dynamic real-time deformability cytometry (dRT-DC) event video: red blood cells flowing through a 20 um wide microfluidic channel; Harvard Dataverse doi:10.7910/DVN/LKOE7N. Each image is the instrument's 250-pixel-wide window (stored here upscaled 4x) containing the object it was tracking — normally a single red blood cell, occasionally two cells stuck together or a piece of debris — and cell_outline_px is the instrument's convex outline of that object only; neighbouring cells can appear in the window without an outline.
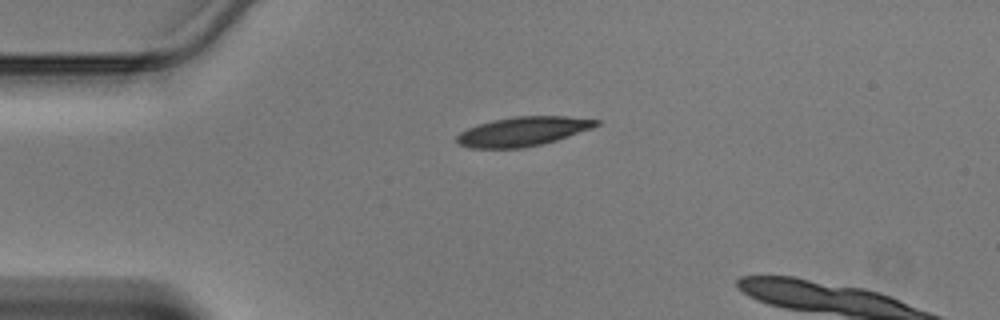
{"species": "Egyptian fruit bat (a non-hibernating species)", "species_latin": "Rousettus aegyptiacus", "temperature_condition": "warm", "stored_images_in_passage": 32, "camera_frame_rate_fps": 3000, "um_per_image_px": 0.085, "animal": {"sex": "male"}, "frame": {"image": 1, "passage_image": 1, "time_ms": 0.0, "image_size_px": [1000, 320], "cell_outline_px": [[600, 124], [592, 128], [556, 140], [540, 144], [520, 148], [468, 148], [460, 144], [456, 140], [456, 136], [460, 132], [468, 128], [492, 120], [512, 116], [568, 116], [600, 120]], "centroid_in_image_um": [44.44, 11.16], "position_along_channel_um": 40.6, "area_um2": 23.64}}
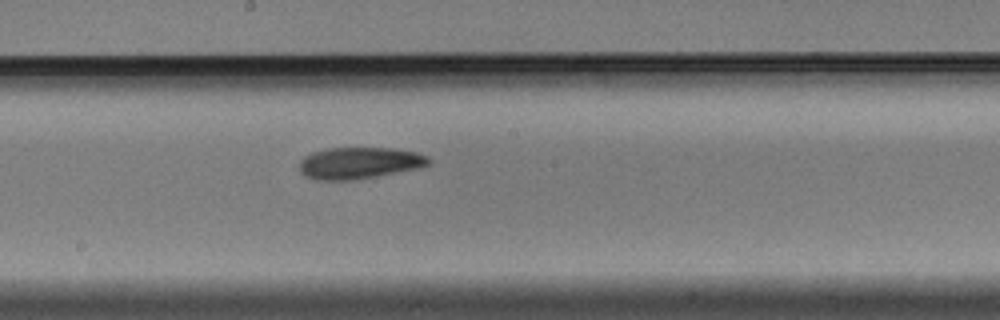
{"frame": {"image": 2, "passage_image": 15, "time_ms": 4.667, "image_size_px": [1000, 320], "cell_outline_px": [[432, 164], [420, 168], [356, 180], [316, 180], [304, 176], [300, 172], [300, 160], [304, 156], [312, 152], [328, 148], [392, 148], [416, 152], [428, 156], [432, 160]], "centroid_in_image_um": [30.56, 13.86], "position_along_channel_um": 217.6, "area_um2": 24.16}}
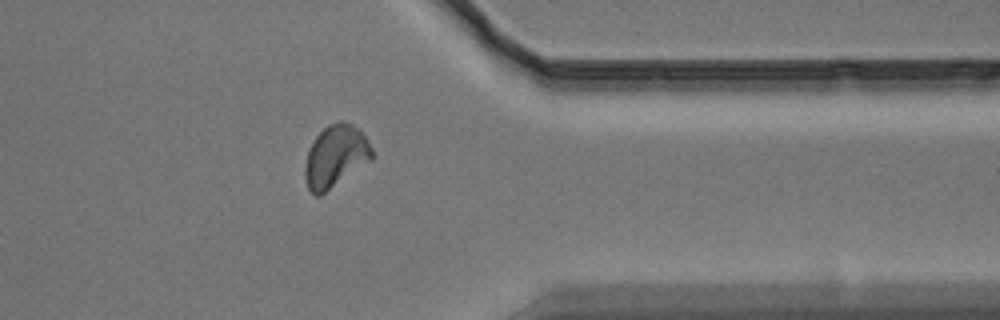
{"frame": {"image": 3, "passage_image": 27, "time_ms": 8.667, "image_size_px": [1000, 320], "cell_outline_px": [[376, 156], [372, 160], [320, 196], [316, 196], [308, 188], [304, 176], [304, 164], [308, 152], [316, 136], [328, 124], [340, 120], [344, 120], [360, 128], [368, 140]], "centroid_in_image_um": [28.55, 13.27], "position_along_channel_um": 382.8, "area_um2": 24.62}}